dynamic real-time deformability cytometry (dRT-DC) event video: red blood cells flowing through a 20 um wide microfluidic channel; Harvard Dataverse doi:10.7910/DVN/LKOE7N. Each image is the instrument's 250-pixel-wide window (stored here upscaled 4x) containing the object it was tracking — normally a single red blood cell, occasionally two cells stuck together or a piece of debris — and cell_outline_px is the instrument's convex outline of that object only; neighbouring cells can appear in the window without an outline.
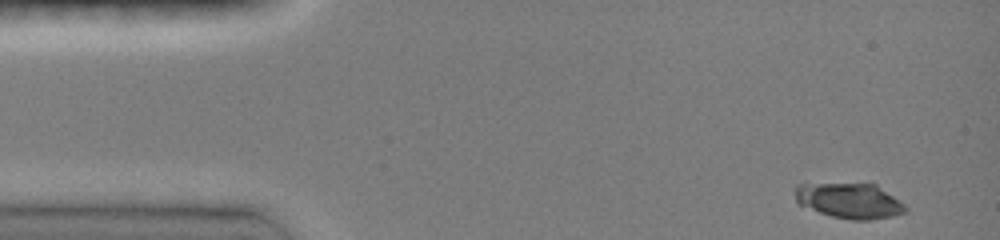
{"species": "common noctule bat (a hibernating species)", "species_latin": "Nyctalus noctula", "temperature_condition": "room temperature", "stored_images_in_passage": 14, "camera_frame_rate_fps": 3000, "um_per_image_px": 0.085, "animal": {"sex": "female", "body_mass_g": 19.0, "forearm_length_mm": 51.5}, "frame": {"image": 1, "passage_image": 1, "time_ms": 0.0, "image_size_px": [1000, 240], "cell_outline_px": [[908, 212], [892, 216], [868, 220], [852, 220], [832, 216], [796, 204], [796, 184], [876, 184], [904, 204], [908, 208]], "centroid_in_image_um": [72.22, 17.07], "position_along_channel_um": 12.8, "area_um2": 22.54}}
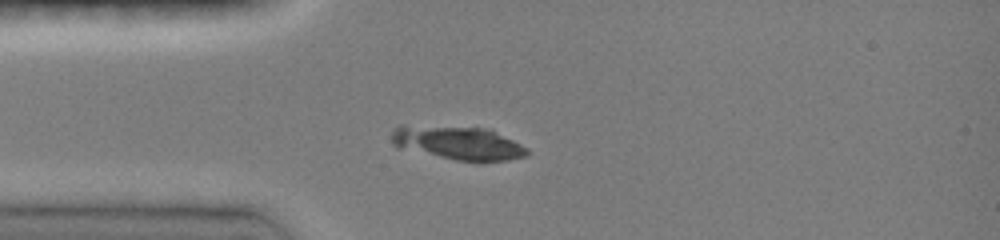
{"frame": {"image": 2, "passage_image": 7, "time_ms": 3.0, "image_size_px": [1000, 240], "cell_outline_px": [[528, 156], [508, 160], [456, 160], [396, 148], [392, 144], [392, 128], [400, 124], [404, 124], [492, 128], [528, 148]], "centroid_in_image_um": [38.88, 12.11], "position_along_channel_um": 46.1, "area_um2": 27.05}}